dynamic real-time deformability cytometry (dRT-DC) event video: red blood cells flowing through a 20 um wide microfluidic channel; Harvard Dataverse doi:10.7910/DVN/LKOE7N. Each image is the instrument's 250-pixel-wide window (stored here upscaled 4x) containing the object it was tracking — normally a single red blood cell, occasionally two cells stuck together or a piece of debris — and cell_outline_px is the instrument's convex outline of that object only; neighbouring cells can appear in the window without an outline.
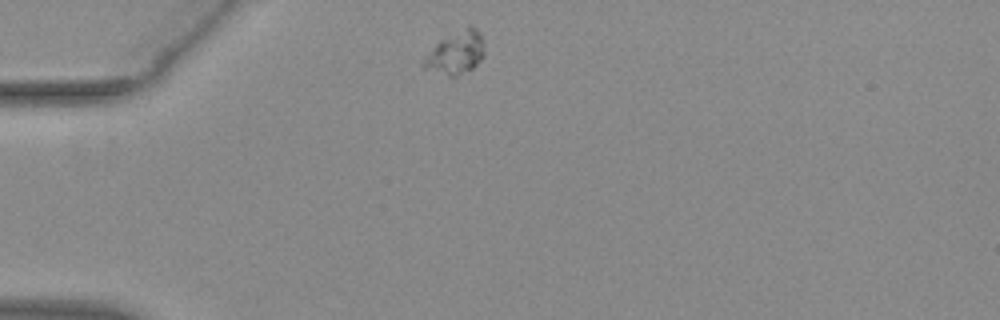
{"species": "common noctule bat (a hibernating species)", "species_latin": "Nyctalus noctula", "temperature_condition": "warm", "stored_images_in_passage": 44, "camera_frame_rate_fps": 3000, "um_per_image_px": 0.085, "animal": {"sex": "female", "body_mass_g": 29.2, "forearm_length_mm": 56.3}, "frame": {"image": 1, "passage_image": 1, "time_ms": 0.0, "image_size_px": [1000, 320], "cell_outline_px": [[484, 56], [472, 68], [456, 76], [448, 76], [424, 68], [420, 64], [424, 56], [440, 40], [468, 24], [476, 28], [480, 32], [484, 40]], "centroid_in_image_um": [38.75, 4.46], "position_along_channel_um": 46.3, "area_um2": 15.32}}
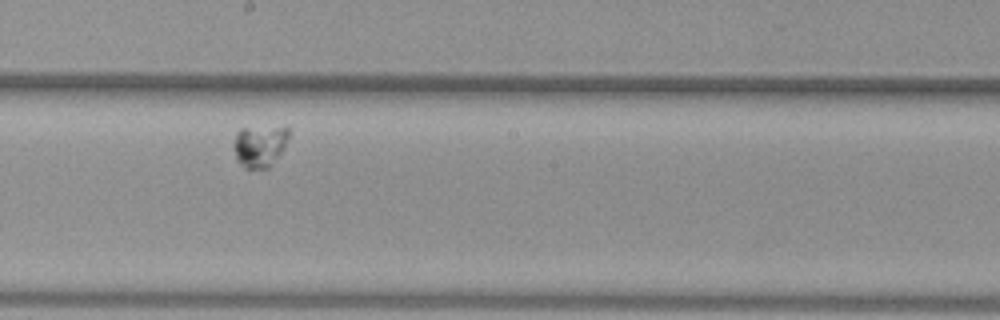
{"frame": {"image": 2, "passage_image": 19, "time_ms": 6.0, "image_size_px": [1000, 320], "cell_outline_px": [[288, 136], [280, 152], [268, 168], [244, 168], [236, 160], [232, 148], [232, 144], [236, 132], [240, 128], [288, 124]], "centroid_in_image_um": [22.03, 12.34], "position_along_channel_um": 226.2, "area_um2": 13.81}}
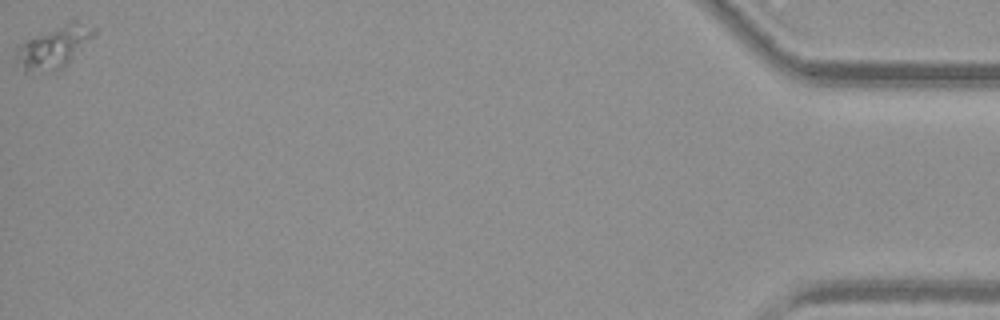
{"frame": {"image": 3, "passage_image": 44, "time_ms": 14.333, "image_size_px": [1000, 320], "cell_outline_px": [[96, 32], [56, 72], [24, 72], [16, 64], [16, 44], [24, 40], [60, 28], [96, 28]], "centroid_in_image_um": [4.34, 4.18], "position_along_channel_um": 430.9, "area_um2": 17.05}}